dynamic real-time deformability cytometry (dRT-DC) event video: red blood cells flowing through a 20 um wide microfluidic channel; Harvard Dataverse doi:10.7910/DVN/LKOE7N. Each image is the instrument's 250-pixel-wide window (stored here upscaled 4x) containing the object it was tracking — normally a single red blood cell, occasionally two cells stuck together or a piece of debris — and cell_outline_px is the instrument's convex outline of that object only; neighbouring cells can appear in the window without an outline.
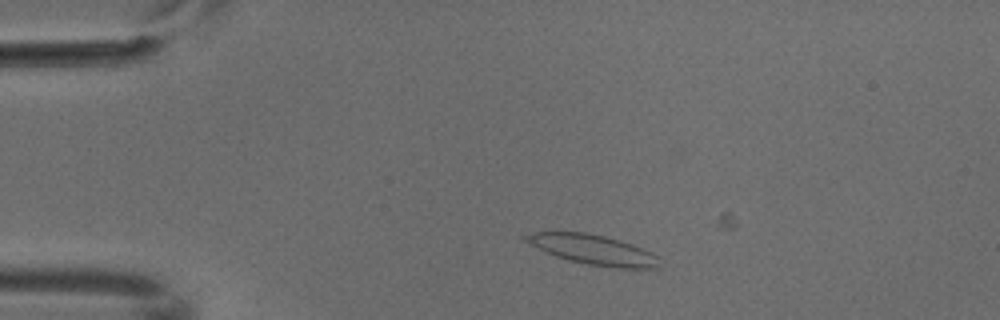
{"species": "common noctule bat (a hibernating species)", "species_latin": "Nyctalus noctula", "temperature_condition": "cold", "stored_images_in_passage": 4, "camera_frame_rate_fps": 3000, "um_per_image_px": 0.085, "animal": {"sex": "male", "body_mass_g": 18.8}, "frame": {"image": 1, "passage_image": 2, "time_ms": 0.333, "image_size_px": [1000, 320], "cell_outline_px": [[660, 268], [616, 268], [588, 264], [568, 260], [556, 256], [520, 240], [520, 236], [536, 232], [584, 232], [604, 236], [620, 240], [632, 244], [652, 252], [656, 256]], "centroid_in_image_um": [50.37, 21.21], "position_along_channel_um": 34.6, "area_um2": 23.18}}